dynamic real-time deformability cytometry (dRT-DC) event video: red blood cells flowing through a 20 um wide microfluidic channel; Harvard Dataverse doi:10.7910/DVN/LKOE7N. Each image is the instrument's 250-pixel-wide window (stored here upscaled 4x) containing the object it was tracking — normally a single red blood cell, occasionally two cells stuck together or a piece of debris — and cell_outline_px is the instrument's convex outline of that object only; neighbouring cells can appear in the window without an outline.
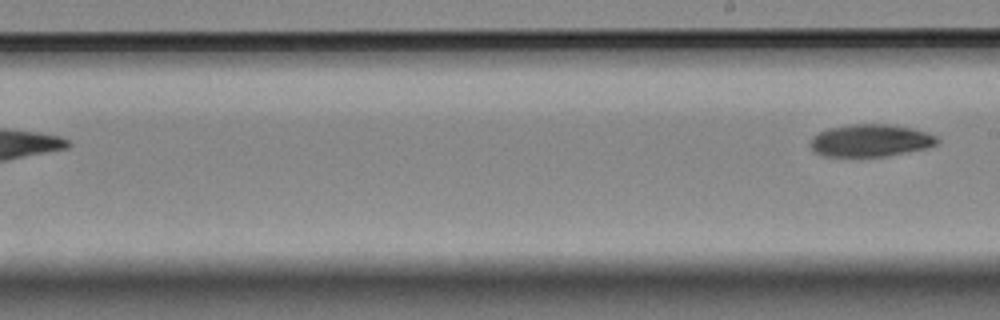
{"species": "Egyptian fruit bat (a non-hibernating species)", "species_latin": "Rousettus aegyptiacus", "temperature_condition": "room temperature", "stored_images_in_passage": 6, "camera_frame_rate_fps": 3000, "um_per_image_px": 0.085, "animal": {"sex": "female"}, "frame": {"image": 1, "passage_image": 6, "time_ms": 7.0, "image_size_px": [1000, 320], "cell_outline_px": [[940, 144], [928, 148], [884, 156], [824, 156], [816, 152], [812, 148], [812, 136], [828, 128], [852, 124], [888, 124], [912, 128], [936, 136], [940, 140]], "centroid_in_image_um": [74.04, 11.94], "position_along_channel_um": 215.0, "area_um2": 23.76}}